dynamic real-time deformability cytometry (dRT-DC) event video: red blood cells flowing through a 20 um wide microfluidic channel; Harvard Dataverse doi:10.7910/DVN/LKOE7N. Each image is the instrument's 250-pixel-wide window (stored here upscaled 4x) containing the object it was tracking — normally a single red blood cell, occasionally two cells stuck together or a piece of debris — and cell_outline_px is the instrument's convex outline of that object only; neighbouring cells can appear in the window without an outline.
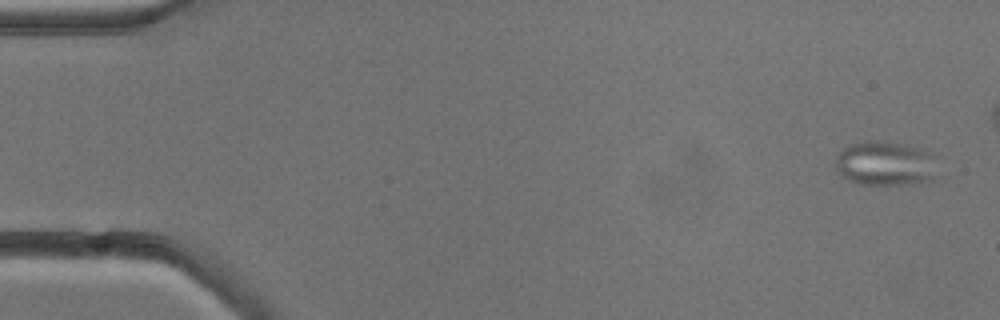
{"species": "common noctule bat (a hibernating species)", "species_latin": "Nyctalus noctula", "temperature_condition": "cold", "stored_images_in_passage": 5, "camera_frame_rate_fps": 3000, "um_per_image_px": 0.085, "animal": {"sex": "male", "body_mass_g": 13.3}, "frame": {"image": 1, "passage_image": 1, "time_ms": 0.0, "image_size_px": [1000, 320], "cell_outline_px": [[932, 156], [928, 176], [924, 180], [900, 184], [860, 184], [840, 176], [836, 168], [836, 156], [844, 148], [852, 144], [868, 140], [876, 140], [920, 148], [928, 152]], "centroid_in_image_um": [75.06, 13.87], "position_along_channel_um": 9.9, "area_um2": 25.03}}